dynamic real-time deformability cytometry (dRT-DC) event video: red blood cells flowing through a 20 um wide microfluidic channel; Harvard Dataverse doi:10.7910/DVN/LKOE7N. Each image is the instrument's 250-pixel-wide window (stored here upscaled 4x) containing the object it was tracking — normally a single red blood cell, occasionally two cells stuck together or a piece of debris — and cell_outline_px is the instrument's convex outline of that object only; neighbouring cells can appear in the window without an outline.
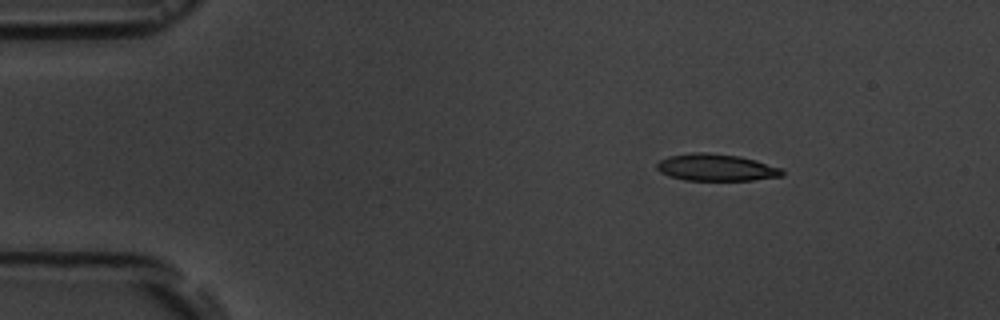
{"species": "common noctule bat (a hibernating species)", "species_latin": "Nyctalus noctula", "temperature_condition": "room temperature", "stored_images_in_passage": 5, "camera_frame_rate_fps": 3000, "um_per_image_px": 0.085, "animal": {"sex": "male", "body_mass_g": 19.5, "forearm_length_mm": 54.6}, "frame": {"image": 1, "passage_image": 1, "time_ms": 0.0, "image_size_px": [1000, 320], "cell_outline_px": [[784, 176], [752, 180], [684, 180], [660, 172], [656, 168], [656, 164], [660, 160], [668, 156], [692, 152], [708, 152], [740, 156], [756, 160], [784, 168]], "centroid_in_image_um": [60.91, 14.22], "position_along_channel_um": 24.1, "area_um2": 19.88}}
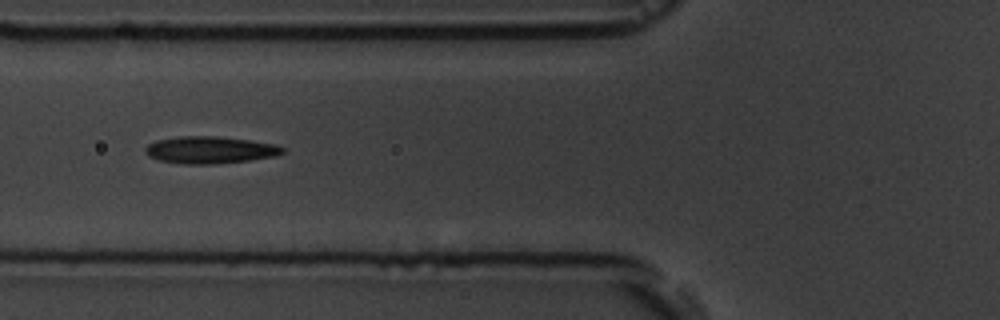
{"frame": {"image": 2, "passage_image": 4, "time_ms": 4.333, "image_size_px": [1000, 320], "cell_outline_px": [[284, 152], [272, 156], [248, 160], [212, 164], [184, 164], [160, 160], [148, 156], [144, 152], [144, 148], [148, 144], [156, 140], [180, 136], [216, 136], [252, 140], [276, 144], [284, 148]], "centroid_in_image_um": [17.81, 12.73], "position_along_channel_um": 108.0, "area_um2": 21.62}}
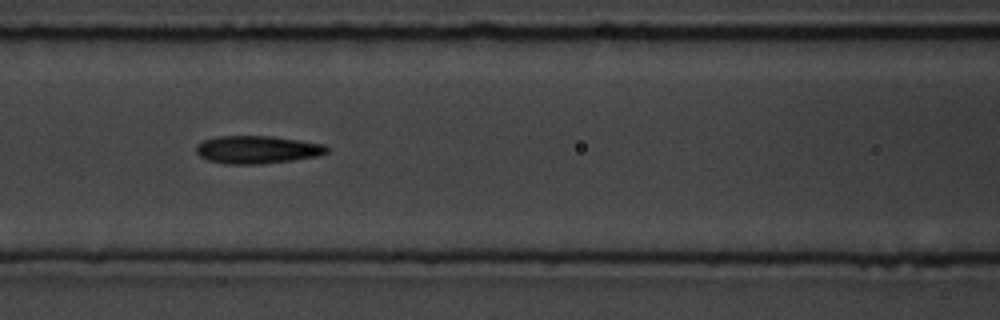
{"frame": {"image": 3, "passage_image": 5, "time_ms": 5.333, "image_size_px": [1000, 320], "cell_outline_px": [[328, 152], [316, 156], [292, 160], [260, 164], [224, 164], [208, 160], [200, 156], [196, 152], [196, 144], [204, 140], [216, 136], [272, 136], [300, 140], [324, 144], [328, 148]], "centroid_in_image_um": [21.83, 12.71], "position_along_channel_um": 144.8, "area_um2": 21.21}}